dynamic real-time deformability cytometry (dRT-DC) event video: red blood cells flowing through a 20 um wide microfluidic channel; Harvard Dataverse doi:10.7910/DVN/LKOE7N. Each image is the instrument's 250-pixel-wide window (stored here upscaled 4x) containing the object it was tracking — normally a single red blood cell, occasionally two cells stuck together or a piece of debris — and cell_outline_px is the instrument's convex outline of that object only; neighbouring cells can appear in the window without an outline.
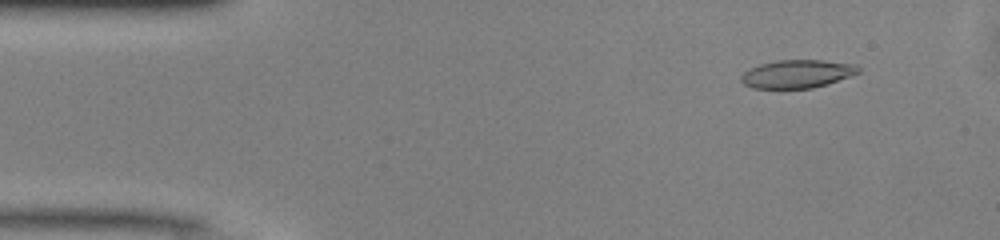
{"species": "common noctule bat (a hibernating species)", "species_latin": "Nyctalus noctula", "temperature_condition": "warm", "stored_images_in_passage": 41, "camera_frame_rate_fps": 3000, "um_per_image_px": 0.085, "animal": {"sex": "male", "body_mass_g": 13.0, "forearm_length_mm": 53.1}, "frame": {"image": 1, "passage_image": 5, "time_ms": 1.333, "image_size_px": [1000, 240], "cell_outline_px": [[860, 72], [828, 84], [812, 88], [752, 88], [744, 84], [740, 80], [740, 76], [744, 72], [760, 64], [776, 60], [824, 60], [856, 64], [860, 68]], "centroid_in_image_um": [67.77, 6.28], "position_along_channel_um": 17.2, "area_um2": 19.25}}
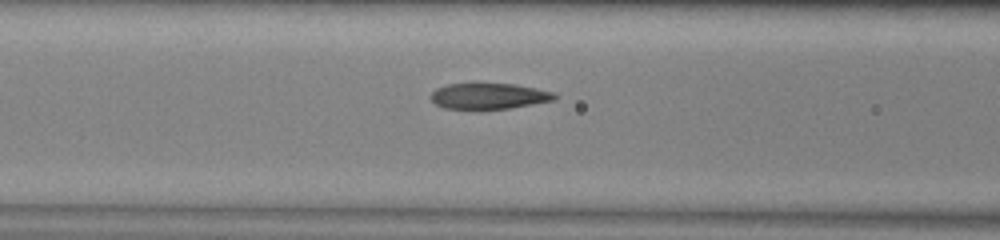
{"frame": {"image": 2, "passage_image": 19, "time_ms": 6.0, "image_size_px": [1000, 240], "cell_outline_px": [[556, 100], [508, 108], [444, 108], [436, 104], [428, 96], [436, 88], [448, 84], [472, 80], [512, 84], [536, 88], [552, 92], [556, 96]], "centroid_in_image_um": [41.48, 8.1], "position_along_channel_um": 125.1, "area_um2": 19.19}}
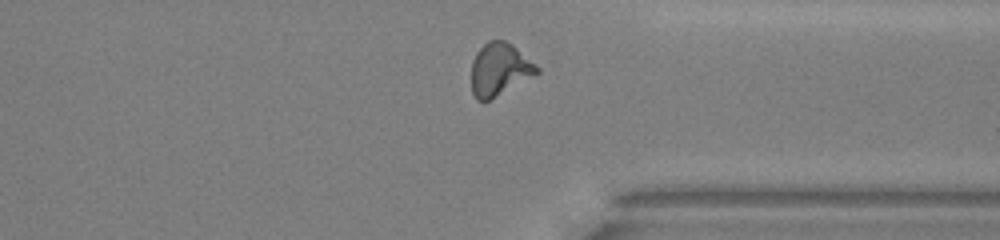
{"frame": {"image": 3, "passage_image": 37, "time_ms": 12.0, "image_size_px": [1000, 240], "cell_outline_px": [[540, 72], [488, 100], [476, 100], [472, 92], [472, 60], [476, 52], [488, 40], [504, 40], [512, 44], [536, 64], [540, 68]], "centroid_in_image_um": [42.45, 5.87], "position_along_channel_um": 368.9, "area_um2": 19.83}, "authors_computed_cell_mechanics": {"area_um2": 19.652, "velocity_mm_per_s": 4.1267, "shape_relaxation_time_tau1_ms": 6.1752, "shape_relaxation_time_tau2_ms": 1.4347, "deformation_change_tau1": 0.2222, "deformation_change_tau2": 0.0959}}